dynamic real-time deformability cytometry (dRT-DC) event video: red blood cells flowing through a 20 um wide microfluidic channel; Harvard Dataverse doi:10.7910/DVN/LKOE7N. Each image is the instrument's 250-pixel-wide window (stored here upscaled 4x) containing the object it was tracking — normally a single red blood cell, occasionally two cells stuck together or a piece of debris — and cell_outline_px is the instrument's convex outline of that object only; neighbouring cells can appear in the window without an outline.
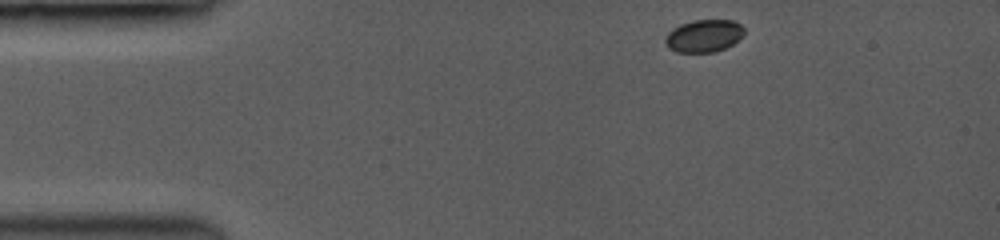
{"species": "common noctule bat (a hibernating species)", "species_latin": "Nyctalus noctula", "temperature_condition": "room temperature", "stored_images_in_passage": 48, "camera_frame_rate_fps": 3500, "um_per_image_px": 0.085, "animal": {"sex": "female", "body_mass_g": 19.0, "forearm_length_mm": 53.3}, "frame": {"image": 1, "passage_image": 1, "time_ms": 0.0, "image_size_px": [1000, 240], "cell_outline_px": [[744, 32], [732, 44], [724, 48], [712, 52], [676, 52], [664, 40], [668, 32], [680, 24], [696, 20], [732, 20], [740, 24], [744, 28]], "centroid_in_image_um": [59.83, 3.03], "position_along_channel_um": 25.2, "area_um2": 14.57}}
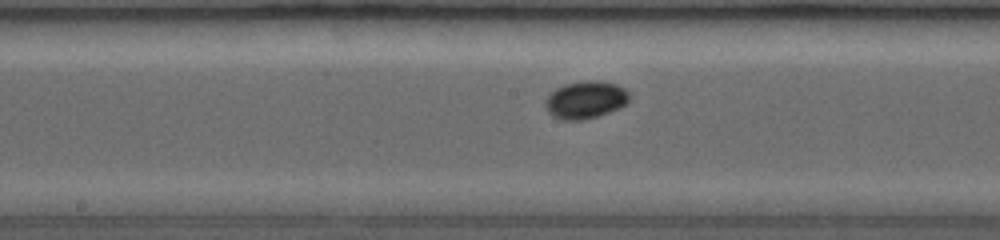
{"frame": {"image": 2, "passage_image": 22, "time_ms": 6.0, "image_size_px": [1000, 240], "cell_outline_px": [[628, 100], [624, 104], [608, 112], [584, 120], [564, 120], [552, 116], [548, 112], [548, 96], [556, 88], [564, 84], [584, 80], [600, 80], [616, 84], [624, 88], [628, 92]], "centroid_in_image_um": [49.77, 8.46], "position_along_channel_um": 198.4, "area_um2": 17.98}}
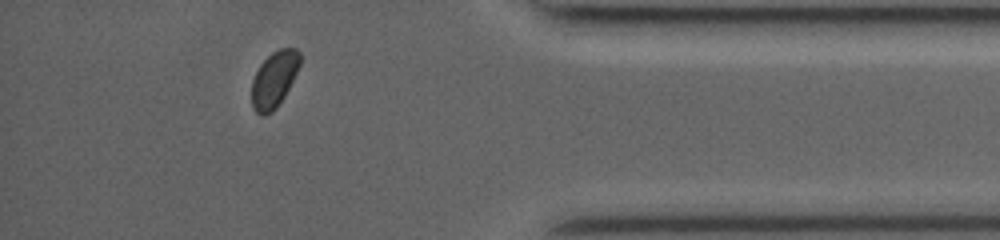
{"frame": {"image": 3, "passage_image": 42, "time_ms": 11.714, "image_size_px": [1000, 240], "cell_outline_px": [[300, 64], [284, 96], [276, 108], [272, 112], [264, 116], [260, 116], [252, 108], [252, 80], [260, 64], [272, 52], [280, 48], [296, 48], [300, 52]], "centroid_in_image_um": [23.28, 6.76], "position_along_channel_um": 411.9, "area_um2": 15.66}}